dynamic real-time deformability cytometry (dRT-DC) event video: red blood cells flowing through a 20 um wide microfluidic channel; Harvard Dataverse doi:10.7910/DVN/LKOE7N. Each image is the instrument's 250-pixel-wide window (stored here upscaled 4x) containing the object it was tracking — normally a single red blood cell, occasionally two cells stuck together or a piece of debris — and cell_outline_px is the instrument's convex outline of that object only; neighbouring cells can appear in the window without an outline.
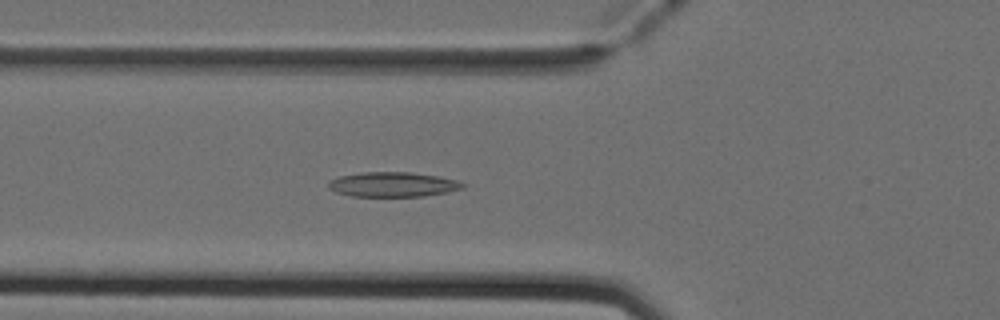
{"species": "Egyptian fruit bat (a non-hibernating species)", "species_latin": "Rousettus aegyptiacus", "temperature_condition": "cold", "stored_images_in_passage": 42, "camera_frame_rate_fps": 3000, "um_per_image_px": 0.085, "animal": {"sex": "female"}, "frame": {"image": 1, "passage_image": 10, "time_ms": 3.0, "image_size_px": [1000, 320], "cell_outline_px": [[468, 184], [464, 188], [448, 192], [424, 196], [352, 196], [336, 192], [328, 188], [328, 180], [340, 176], [360, 172], [412, 172], [440, 176], [460, 180]], "centroid_in_image_um": [33.45, 15.67], "position_along_channel_um": 92.3, "area_um2": 19.71}}
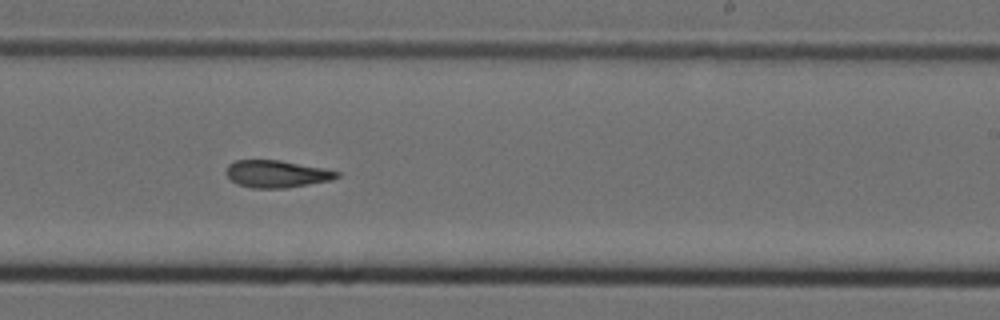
{"frame": {"image": 2, "passage_image": 23, "time_ms": 7.333, "image_size_px": [1000, 320], "cell_outline_px": [[340, 176], [332, 180], [284, 188], [252, 188], [236, 184], [224, 172], [228, 164], [236, 160], [280, 160], [324, 168], [340, 172]], "centroid_in_image_um": [23.5, 14.78], "position_along_channel_um": 265.5, "area_um2": 17.63}}
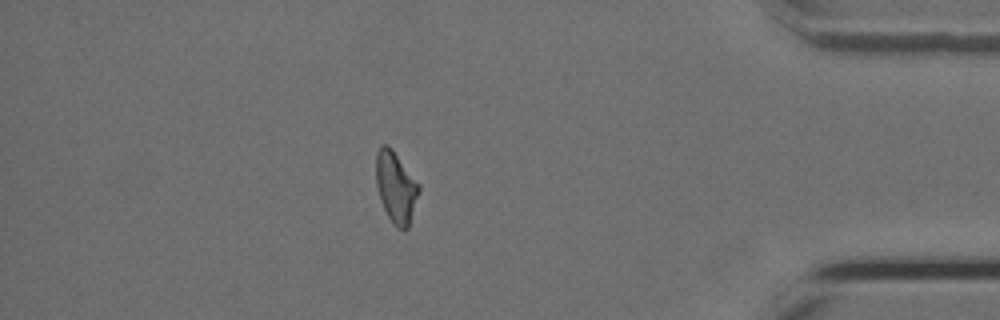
{"frame": {"image": 3, "passage_image": 36, "time_ms": 11.667, "image_size_px": [1000, 320], "cell_outline_px": [[420, 192], [408, 228], [404, 232], [396, 228], [388, 216], [380, 200], [376, 184], [376, 152], [380, 144], [384, 144], [392, 148], [420, 184]], "centroid_in_image_um": [33.66, 15.92], "position_along_channel_um": 401.5, "area_um2": 18.09}, "authors_computed_cell_mechanics": {"area_um2": 18.1492, "velocity_mm_per_s": 3.9864, "shape_relaxation_time_tau1_ms": null, "shape_relaxation_time_tau2_ms": 4.2146, "deformation_change_tau1": null, "deformation_change_tau2": 0.1352}}